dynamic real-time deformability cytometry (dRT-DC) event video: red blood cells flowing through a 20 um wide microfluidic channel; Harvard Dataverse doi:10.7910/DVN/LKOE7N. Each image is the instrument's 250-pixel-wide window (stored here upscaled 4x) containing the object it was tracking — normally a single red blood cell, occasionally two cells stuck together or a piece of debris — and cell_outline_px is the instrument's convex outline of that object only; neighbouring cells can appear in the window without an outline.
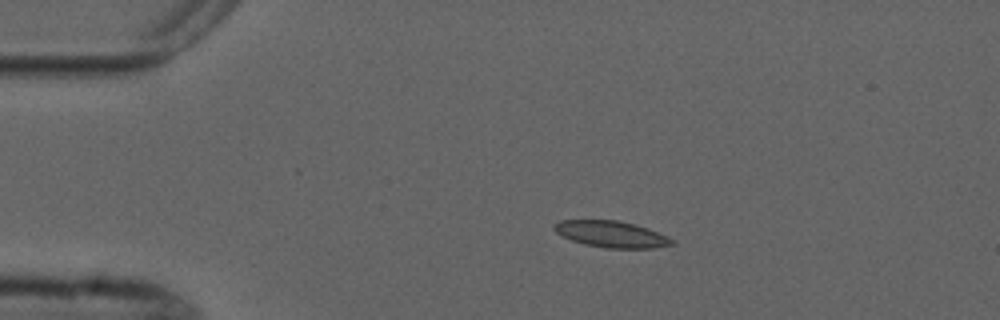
{"species": "common noctule bat (a hibernating species)", "species_latin": "Nyctalus noctula", "temperature_condition": "cold", "stored_images_in_passage": 4, "camera_frame_rate_fps": 3000, "um_per_image_px": 0.085, "animal": {"sex": "male", "forearm_length_mm": 52.5}, "frame": {"image": 1, "passage_image": 1, "time_ms": 0.0, "image_size_px": [1000, 320], "cell_outline_px": [[676, 244], [652, 248], [604, 248], [584, 244], [572, 240], [556, 232], [552, 228], [552, 224], [560, 220], [616, 220], [636, 224], [648, 228], [668, 236], [676, 240]], "centroid_in_image_um": [51.99, 19.9], "position_along_channel_um": 33.0, "area_um2": 18.32}}
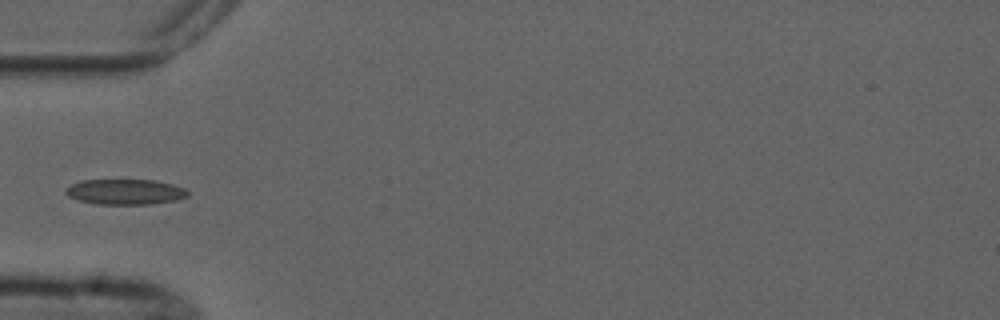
{"frame": {"image": 2, "passage_image": 3, "time_ms": 2.333, "image_size_px": [1000, 320], "cell_outline_px": [[192, 192], [188, 196], [176, 200], [152, 204], [96, 204], [76, 200], [68, 196], [64, 192], [64, 188], [80, 180], [156, 180], [172, 184], [184, 188]], "centroid_in_image_um": [10.64, 16.31], "position_along_channel_um": 74.4, "area_um2": 18.32}}
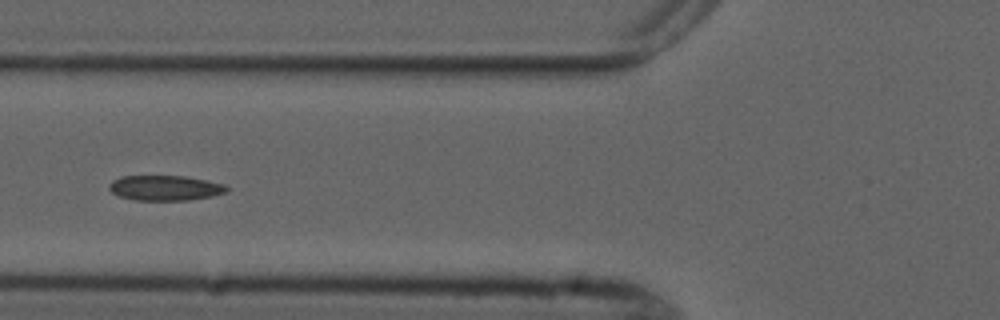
{"frame": {"image": 3, "passage_image": 4, "time_ms": 3.333, "image_size_px": [1000, 320], "cell_outline_px": [[228, 192], [212, 196], [188, 200], [136, 200], [120, 196], [112, 192], [108, 188], [108, 184], [112, 180], [120, 176], [184, 176], [224, 184], [228, 188]], "centroid_in_image_um": [14.01, 15.97], "position_along_channel_um": 111.8, "area_um2": 17.17}}